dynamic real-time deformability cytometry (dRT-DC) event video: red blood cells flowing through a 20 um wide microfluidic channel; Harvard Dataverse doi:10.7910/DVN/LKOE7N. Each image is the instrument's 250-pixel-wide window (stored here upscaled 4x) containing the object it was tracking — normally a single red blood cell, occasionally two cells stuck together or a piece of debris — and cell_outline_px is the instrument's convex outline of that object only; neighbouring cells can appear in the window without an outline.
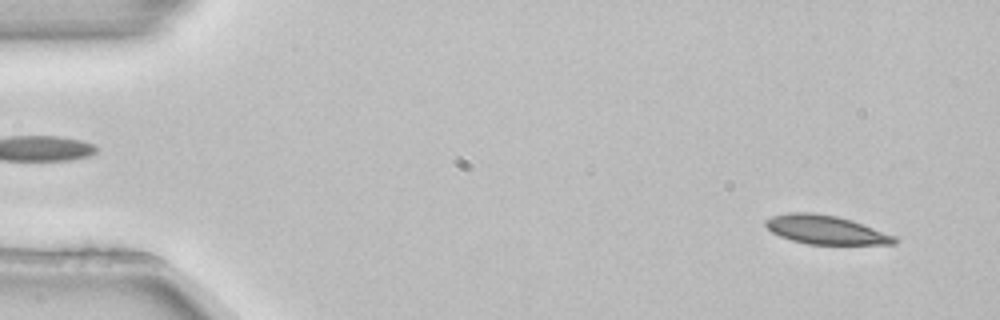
{"species": "common noctule bat (a hibernating species)", "species_latin": "Nyctalus noctula", "temperature_condition": "room temperature", "stored_images_in_passage": 4, "segment_of_instrument_passage": [2, 2], "camera_frame_rate_fps": 3000, "um_per_image_px": 0.085, "animal": {"sex": "female", "body_mass_g": 22.7, "forearm_length_mm": 54.2}, "frame": {"image": 1, "passage_image": 4, "time_ms": 1.0, "image_size_px": [1000, 320], "cell_outline_px": [[900, 240], [896, 244], [808, 244], [792, 240], [780, 236], [772, 232], [764, 224], [764, 220], [772, 216], [788, 212], [812, 212], [836, 216], [852, 220], [896, 236]], "centroid_in_image_um": [70.19, 19.52], "position_along_channel_um": 14.8, "area_um2": 21.68}}